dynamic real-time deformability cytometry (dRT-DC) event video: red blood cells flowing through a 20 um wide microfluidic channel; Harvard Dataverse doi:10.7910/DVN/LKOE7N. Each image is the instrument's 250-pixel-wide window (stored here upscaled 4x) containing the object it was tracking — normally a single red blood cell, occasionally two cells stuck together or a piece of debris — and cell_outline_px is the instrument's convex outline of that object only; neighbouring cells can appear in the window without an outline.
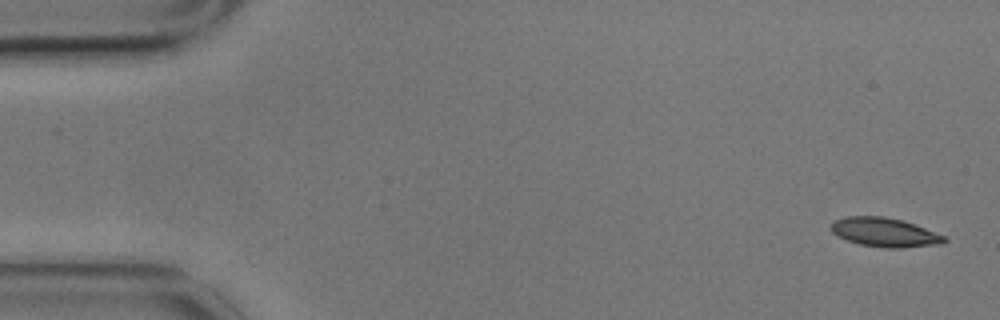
{"species": "common noctule bat (a hibernating species)", "species_latin": "Nyctalus noctula", "temperature_condition": "cold", "stored_images_in_passage": 6, "segment_of_instrument_passage": [2, 2], "camera_frame_rate_fps": 3000, "um_per_image_px": 0.085, "animal": {"sex": "male", "body_mass_g": 17.9}, "frame": {"image": 1, "passage_image": 6, "time_ms": 1.667, "image_size_px": [1000, 320], "cell_outline_px": [[948, 240], [944, 244], [900, 248], [884, 248], [860, 244], [836, 236], [832, 232], [832, 224], [836, 220], [844, 216], [884, 216], [916, 224], [944, 236]], "centroid_in_image_um": [75.22, 19.75], "position_along_channel_um": 9.8, "area_um2": 19.19}}